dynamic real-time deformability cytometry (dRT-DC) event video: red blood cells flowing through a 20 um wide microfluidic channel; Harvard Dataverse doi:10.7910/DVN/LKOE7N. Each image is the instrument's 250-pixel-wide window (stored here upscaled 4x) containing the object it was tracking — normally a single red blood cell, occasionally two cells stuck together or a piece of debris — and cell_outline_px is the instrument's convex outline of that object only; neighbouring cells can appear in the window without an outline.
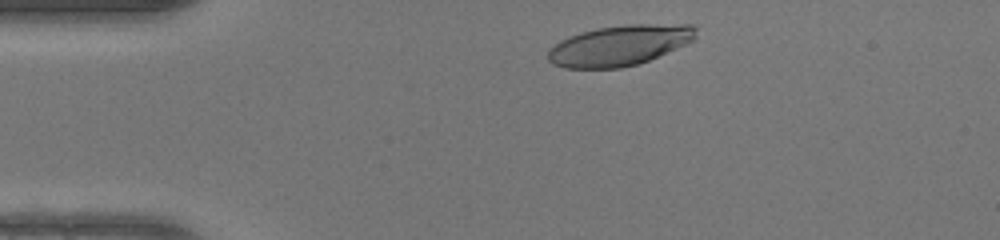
{"species": "human", "species_latin": "Homo sapiens", "temperature_condition": "warm", "stored_images_in_passage": 34, "camera_frame_rate_fps": 3000, "um_per_image_px": 0.085, "donor": {"sex": "female"}, "frame": {"image": 1, "passage_image": 3, "time_ms": 0.667, "image_size_px": [1000, 240], "cell_outline_px": [[696, 40], [648, 60], [636, 64], [620, 68], [564, 68], [552, 64], [548, 60], [548, 48], [560, 40], [568, 36], [580, 32], [596, 28], [624, 24], [692, 24], [696, 28]], "centroid_in_image_um": [52.64, 3.85], "position_along_channel_um": 32.4, "area_um2": 35.14}}
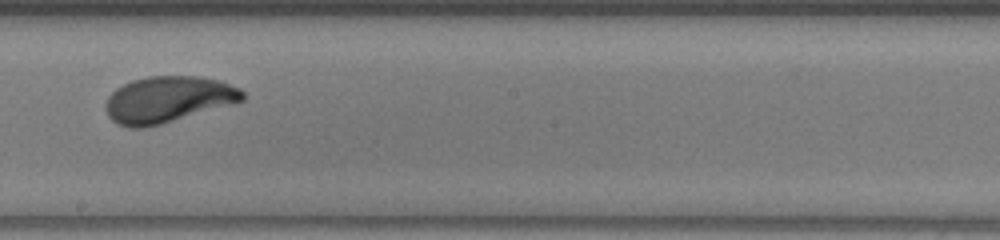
{"frame": {"image": 2, "passage_image": 21, "time_ms": 6.667, "image_size_px": [1000, 240], "cell_outline_px": [[244, 100], [160, 124], [144, 128], [128, 128], [116, 124], [108, 116], [104, 108], [104, 104], [108, 96], [116, 88], [132, 80], [148, 76], [196, 76], [220, 80], [240, 88], [244, 92]], "centroid_in_image_um": [14.22, 8.45], "position_along_channel_um": 234.0, "area_um2": 36.88}}
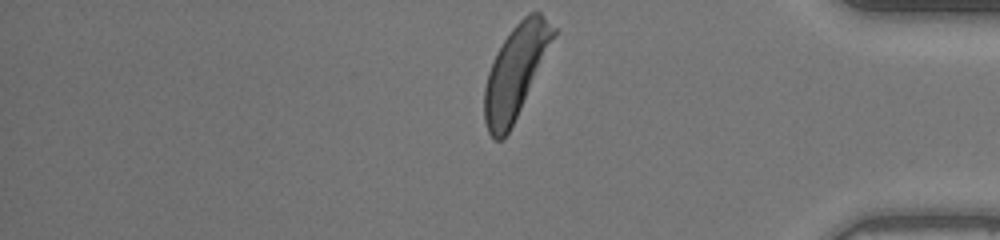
{"frame": {"image": 3, "passage_image": 34, "time_ms": 11.0, "image_size_px": [1000, 240], "cell_outline_px": [[556, 36], [508, 132], [500, 140], [496, 140], [488, 132], [484, 120], [484, 88], [488, 72], [496, 52], [512, 28], [528, 12], [540, 12], [556, 28]], "centroid_in_image_um": [43.82, 6.04], "position_along_channel_um": 391.4, "area_um2": 36.36}, "authors_computed_cell_mechanics": {"area_um2": 36.4718, "velocity_mm_per_s": 4.2274, "shape_relaxation_time_tau1_ms": 2.3363, "shape_relaxation_time_tau2_ms": 2.1786, "deformation_change_tau1": 0.161, "deformation_change_tau2": 0.0788}}